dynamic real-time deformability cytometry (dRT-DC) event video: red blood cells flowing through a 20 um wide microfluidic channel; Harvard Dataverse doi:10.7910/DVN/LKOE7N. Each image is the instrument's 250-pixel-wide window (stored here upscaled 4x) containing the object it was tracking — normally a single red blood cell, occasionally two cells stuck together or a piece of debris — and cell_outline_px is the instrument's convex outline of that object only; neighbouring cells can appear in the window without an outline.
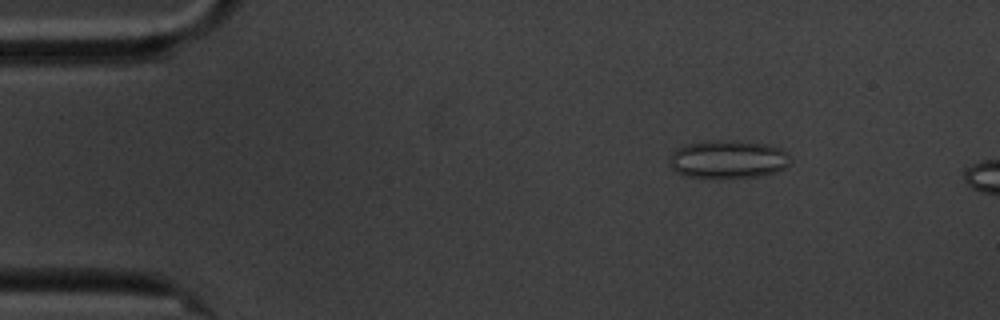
{"species": "common noctule bat (a hibernating species)", "species_latin": "Nyctalus noctula", "temperature_condition": "cold", "stored_images_in_passage": 6, "camera_frame_rate_fps": 3000, "um_per_image_px": 0.085, "animal": {"sex": "male", "body_mass_g": 20.1, "forearm_length_mm": 53.5}, "frame": {"image": 1, "passage_image": 1, "time_ms": 0.0, "image_size_px": [1000, 320], "cell_outline_px": [[792, 160], [784, 168], [776, 172], [760, 176], [684, 176], [676, 172], [672, 168], [668, 160], [672, 152], [676, 148], [684, 144], [704, 140], [732, 140], [768, 144], [780, 148]], "centroid_in_image_um": [61.85, 13.5], "position_along_channel_um": 23.2, "area_um2": 26.7}}